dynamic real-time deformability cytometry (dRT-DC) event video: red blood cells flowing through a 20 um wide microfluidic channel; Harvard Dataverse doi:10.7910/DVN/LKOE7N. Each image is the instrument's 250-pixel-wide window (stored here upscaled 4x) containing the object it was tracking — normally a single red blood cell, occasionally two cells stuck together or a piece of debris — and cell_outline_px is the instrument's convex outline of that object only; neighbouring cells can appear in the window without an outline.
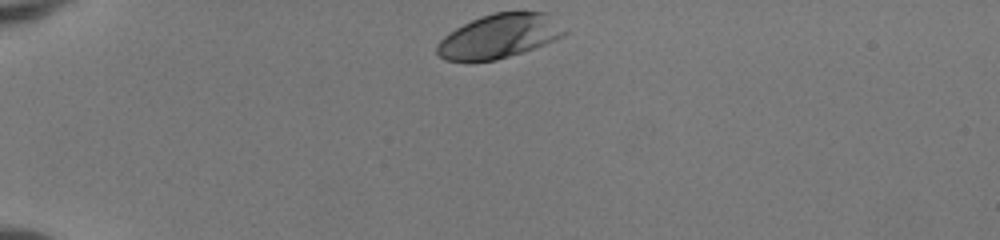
{"species": "human", "species_latin": "Homo sapiens", "temperature_condition": "room temperature", "stored_images_in_passage": 33, "camera_frame_rate_fps": 3000, "um_per_image_px": 0.085, "donor": {"sex": "female"}, "frame": {"image": 1, "passage_image": 1, "time_ms": 0.0, "image_size_px": [1000, 240], "cell_outline_px": [[568, 32], [564, 36], [524, 52], [496, 60], [444, 60], [436, 52], [436, 44], [444, 36], [456, 28], [480, 16], [496, 12], [544, 12]], "centroid_in_image_um": [42.42, 3.08], "position_along_channel_um": 42.6, "area_um2": 32.31}}
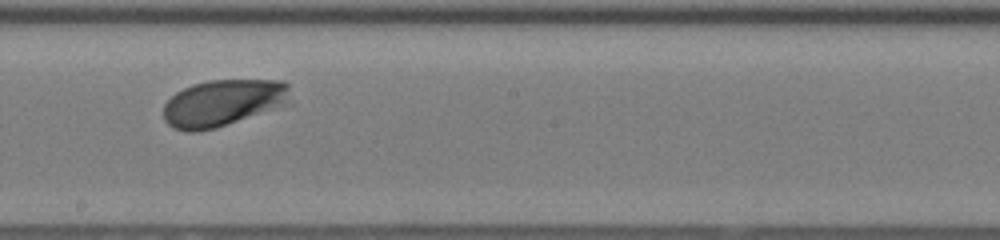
{"frame": {"image": 2, "passage_image": 19, "time_ms": 6.0, "image_size_px": [1000, 240], "cell_outline_px": [[288, 88], [284, 100], [276, 104], [216, 128], [196, 132], [188, 132], [172, 128], [164, 120], [164, 104], [176, 92], [192, 84], [208, 80], [284, 80], [288, 84]], "centroid_in_image_um": [18.76, 8.73], "position_along_channel_um": 229.4, "area_um2": 33.06}}
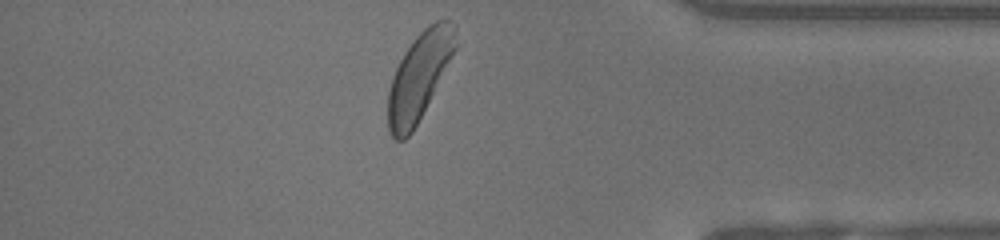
{"frame": {"image": 3, "passage_image": 33, "time_ms": 10.667, "image_size_px": [1000, 240], "cell_outline_px": [[456, 48], [412, 132], [404, 140], [396, 140], [388, 132], [388, 92], [392, 76], [404, 52], [416, 36], [424, 28], [436, 20], [448, 20], [456, 24]], "centroid_in_image_um": [35.61, 6.47], "position_along_channel_um": 399.6, "area_um2": 33.7}, "authors_computed_cell_mechanics": {"area_um2": 33.6974, "velocity_mm_per_s": 4.0232, "shape_relaxation_time_tau1_ms": 1.2869, "shape_relaxation_time_tau2_ms": null, "deformation_change_tau1": 0.0927, "deformation_change_tau2": null}}